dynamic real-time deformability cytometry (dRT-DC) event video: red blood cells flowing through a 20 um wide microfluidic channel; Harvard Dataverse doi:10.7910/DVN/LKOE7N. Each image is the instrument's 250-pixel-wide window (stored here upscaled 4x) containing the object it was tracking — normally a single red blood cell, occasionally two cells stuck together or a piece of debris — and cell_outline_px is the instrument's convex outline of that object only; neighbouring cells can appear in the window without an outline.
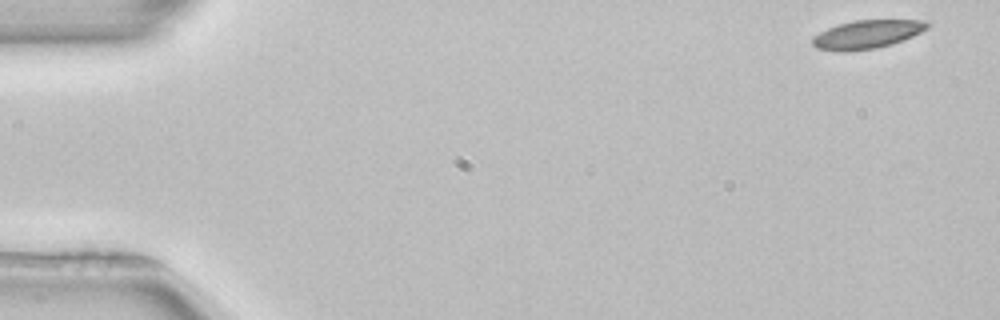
{"species": "common noctule bat (a hibernating species)", "species_latin": "Nyctalus noctula", "temperature_condition": "room temperature", "stored_images_in_passage": 51, "camera_frame_rate_fps": 3000, "um_per_image_px": 0.085, "animal": {"sex": "female", "body_mass_g": 22.7, "forearm_length_mm": 54.2}, "frame": {"image": 1, "passage_image": 1, "time_ms": 0.0, "image_size_px": [1000, 320], "cell_outline_px": [[928, 28], [904, 40], [892, 44], [876, 48], [844, 52], [836, 52], [816, 48], [812, 44], [812, 40], [820, 32], [828, 28], [852, 20], [924, 20], [928, 24]], "centroid_in_image_um": [73.68, 2.93], "position_along_channel_um": 11.3, "area_um2": 18.96}}
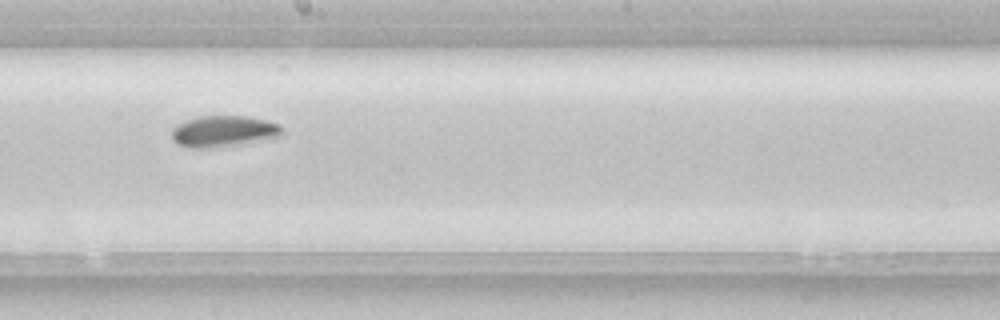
{"frame": {"image": 2, "passage_image": 28, "time_ms": 9.0, "image_size_px": [1000, 320], "cell_outline_px": [[284, 132], [280, 136], [232, 144], [200, 148], [192, 148], [176, 144], [172, 140], [172, 128], [176, 124], [200, 116], [248, 116], [268, 120], [280, 124]], "centroid_in_image_um": [18.97, 11.13], "position_along_channel_um": 229.2, "area_um2": 19.71}}
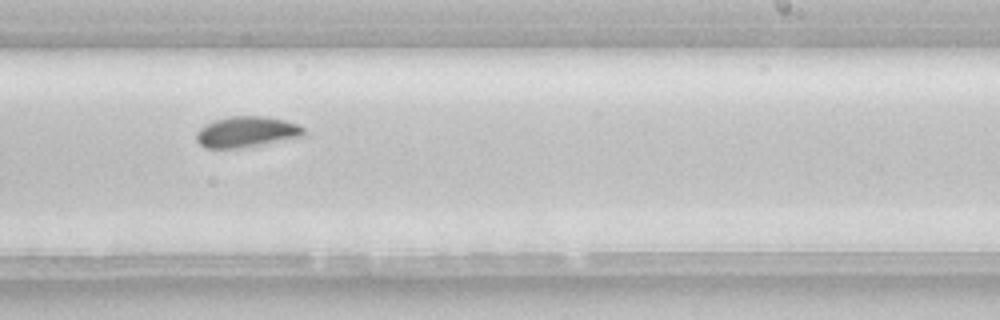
{"frame": {"image": 3, "passage_image": 31, "time_ms": 10.0, "image_size_px": [1000, 320], "cell_outline_px": [[304, 136], [240, 148], [204, 148], [196, 140], [196, 132], [200, 128], [216, 120], [228, 116], [264, 116], [284, 120], [300, 124], [304, 128]], "centroid_in_image_um": [20.96, 11.21], "position_along_channel_um": 268.0, "area_um2": 19.19}, "authors_computed_cell_mechanics": {"area_um2": 19.1896, "velocity_mm_per_s": 3.913, "shape_relaxation_time_tau1_ms": 3.7935, "shape_relaxation_time_tau2_ms": 11.369, "deformation_change_tau1": 0.1217, "deformation_change_tau2": 0.1471}}